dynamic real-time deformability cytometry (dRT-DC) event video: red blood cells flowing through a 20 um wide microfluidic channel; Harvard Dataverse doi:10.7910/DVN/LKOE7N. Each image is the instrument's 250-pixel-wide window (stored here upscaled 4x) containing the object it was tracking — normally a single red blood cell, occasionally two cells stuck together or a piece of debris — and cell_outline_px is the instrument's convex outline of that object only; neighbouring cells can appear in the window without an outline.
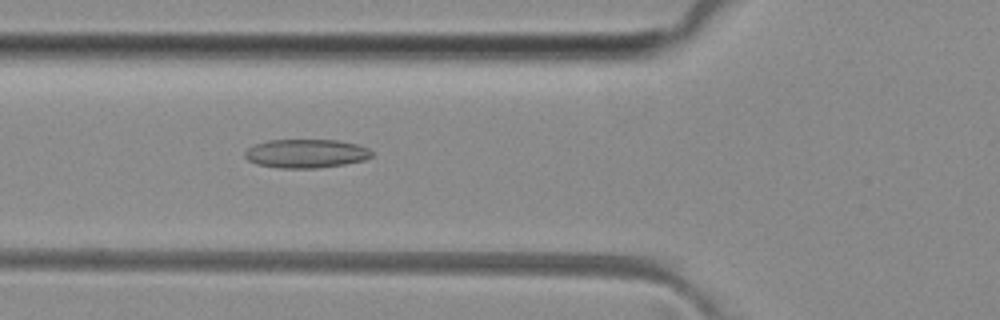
{"species": "common noctule bat (a hibernating species)", "species_latin": "Nyctalus noctula", "temperature_condition": "room temperature", "stored_images_in_passage": 50, "camera_frame_rate_fps": 3000, "um_per_image_px": 0.085, "animal": {"sex": "female", "body_mass_g": 29.2, "forearm_length_mm": 56.3}, "frame": {"image": 1, "passage_image": 18, "time_ms": 5.667, "image_size_px": [1000, 320], "cell_outline_px": [[372, 156], [364, 160], [344, 164], [316, 168], [280, 168], [256, 164], [248, 160], [244, 156], [244, 152], [248, 148], [256, 144], [268, 140], [336, 140], [360, 144], [368, 148], [372, 152]], "centroid_in_image_um": [26.02, 13.05], "position_along_channel_um": 99.8, "area_um2": 21.27}}
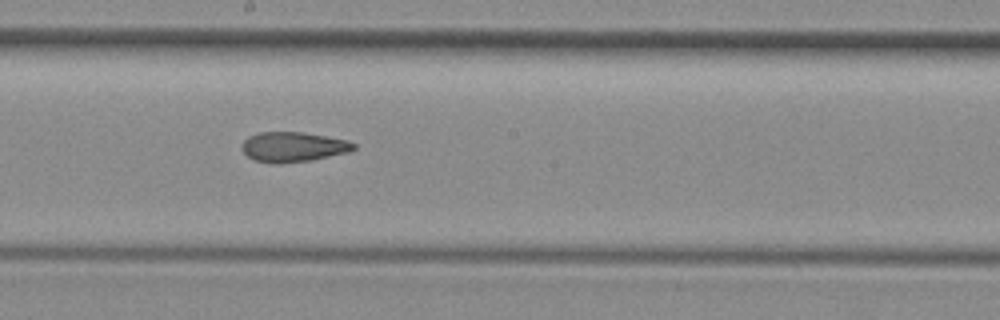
{"frame": {"image": 2, "passage_image": 27, "time_ms": 8.667, "image_size_px": [1000, 320], "cell_outline_px": [[356, 148], [348, 152], [308, 160], [256, 160], [248, 156], [240, 148], [244, 140], [248, 136], [256, 132], [304, 132], [348, 140], [356, 144]], "centroid_in_image_um": [24.94, 12.42], "position_along_channel_um": 223.3, "area_um2": 18.67}}
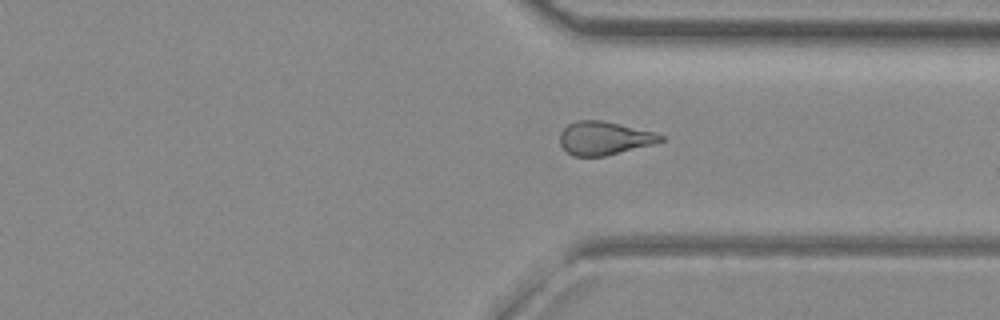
{"frame": {"image": 3, "passage_image": 37, "time_ms": 12.0, "image_size_px": [1000, 320], "cell_outline_px": [[664, 140], [652, 144], [604, 156], [572, 156], [560, 144], [560, 132], [568, 124], [576, 120], [600, 120], [656, 132], [664, 136]], "centroid_in_image_um": [51.34, 11.74], "position_along_channel_um": 360.1, "area_um2": 19.42}, "authors_computed_cell_mechanics": {"area_um2": 20.4034, "velocity_mm_per_s": 4.106, "shape_relaxation_time_tau1_ms": null, "shape_relaxation_time_tau2_ms": 2.908, "deformation_change_tau1": null, "deformation_change_tau2": 0.1059}}